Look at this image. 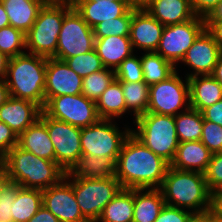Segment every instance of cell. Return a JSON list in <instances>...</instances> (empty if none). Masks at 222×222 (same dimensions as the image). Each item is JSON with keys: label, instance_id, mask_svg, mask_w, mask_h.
Returning <instances> with one entry per match:
<instances>
[{"label": "cell", "instance_id": "ba28073f", "mask_svg": "<svg viewBox=\"0 0 222 222\" xmlns=\"http://www.w3.org/2000/svg\"><path fill=\"white\" fill-rule=\"evenodd\" d=\"M112 120L100 119L81 128L82 155L112 158L117 162L122 145L130 135V128L120 132Z\"/></svg>", "mask_w": 222, "mask_h": 222}, {"label": "cell", "instance_id": "f6af8a7d", "mask_svg": "<svg viewBox=\"0 0 222 222\" xmlns=\"http://www.w3.org/2000/svg\"><path fill=\"white\" fill-rule=\"evenodd\" d=\"M204 120L222 126V99L202 111Z\"/></svg>", "mask_w": 222, "mask_h": 222}, {"label": "cell", "instance_id": "7a4b0ae2", "mask_svg": "<svg viewBox=\"0 0 222 222\" xmlns=\"http://www.w3.org/2000/svg\"><path fill=\"white\" fill-rule=\"evenodd\" d=\"M159 189L166 205L186 208L192 213L210 211L211 192L203 173L170 166Z\"/></svg>", "mask_w": 222, "mask_h": 222}, {"label": "cell", "instance_id": "3957f363", "mask_svg": "<svg viewBox=\"0 0 222 222\" xmlns=\"http://www.w3.org/2000/svg\"><path fill=\"white\" fill-rule=\"evenodd\" d=\"M8 179L22 188L47 189L58 184L66 172L54 161L14 146L3 159Z\"/></svg>", "mask_w": 222, "mask_h": 222}, {"label": "cell", "instance_id": "f907efd6", "mask_svg": "<svg viewBox=\"0 0 222 222\" xmlns=\"http://www.w3.org/2000/svg\"><path fill=\"white\" fill-rule=\"evenodd\" d=\"M124 1L131 9L135 10L146 9L151 2V0H124Z\"/></svg>", "mask_w": 222, "mask_h": 222}, {"label": "cell", "instance_id": "2e32d148", "mask_svg": "<svg viewBox=\"0 0 222 222\" xmlns=\"http://www.w3.org/2000/svg\"><path fill=\"white\" fill-rule=\"evenodd\" d=\"M221 54V48L205 28L195 39L193 45L189 47L181 61L195 71L191 74L188 73L187 78L211 75Z\"/></svg>", "mask_w": 222, "mask_h": 222}, {"label": "cell", "instance_id": "d6a6232c", "mask_svg": "<svg viewBox=\"0 0 222 222\" xmlns=\"http://www.w3.org/2000/svg\"><path fill=\"white\" fill-rule=\"evenodd\" d=\"M126 109L133 111L135 119L147 113L149 104V85L145 82H121ZM132 110V111H129Z\"/></svg>", "mask_w": 222, "mask_h": 222}, {"label": "cell", "instance_id": "6da1fadb", "mask_svg": "<svg viewBox=\"0 0 222 222\" xmlns=\"http://www.w3.org/2000/svg\"><path fill=\"white\" fill-rule=\"evenodd\" d=\"M169 167L130 133L119 153L115 177L125 189L160 188Z\"/></svg>", "mask_w": 222, "mask_h": 222}, {"label": "cell", "instance_id": "681fc988", "mask_svg": "<svg viewBox=\"0 0 222 222\" xmlns=\"http://www.w3.org/2000/svg\"><path fill=\"white\" fill-rule=\"evenodd\" d=\"M205 22H222V0L204 18Z\"/></svg>", "mask_w": 222, "mask_h": 222}, {"label": "cell", "instance_id": "c3c4849f", "mask_svg": "<svg viewBox=\"0 0 222 222\" xmlns=\"http://www.w3.org/2000/svg\"><path fill=\"white\" fill-rule=\"evenodd\" d=\"M205 28L222 50V22H205Z\"/></svg>", "mask_w": 222, "mask_h": 222}, {"label": "cell", "instance_id": "7402d4cb", "mask_svg": "<svg viewBox=\"0 0 222 222\" xmlns=\"http://www.w3.org/2000/svg\"><path fill=\"white\" fill-rule=\"evenodd\" d=\"M94 49L105 68L117 67L133 54L130 36H108L95 38Z\"/></svg>", "mask_w": 222, "mask_h": 222}, {"label": "cell", "instance_id": "f546056e", "mask_svg": "<svg viewBox=\"0 0 222 222\" xmlns=\"http://www.w3.org/2000/svg\"><path fill=\"white\" fill-rule=\"evenodd\" d=\"M140 60L144 82L149 86L167 80L176 72L177 67L156 52H146Z\"/></svg>", "mask_w": 222, "mask_h": 222}, {"label": "cell", "instance_id": "ac0fdd59", "mask_svg": "<svg viewBox=\"0 0 222 222\" xmlns=\"http://www.w3.org/2000/svg\"><path fill=\"white\" fill-rule=\"evenodd\" d=\"M42 111V108L32 101L10 96L0 106V121L7 124L19 136L40 118Z\"/></svg>", "mask_w": 222, "mask_h": 222}, {"label": "cell", "instance_id": "74e56055", "mask_svg": "<svg viewBox=\"0 0 222 222\" xmlns=\"http://www.w3.org/2000/svg\"><path fill=\"white\" fill-rule=\"evenodd\" d=\"M115 76L120 82H144L140 58L133 54L126 58L115 70Z\"/></svg>", "mask_w": 222, "mask_h": 222}, {"label": "cell", "instance_id": "8d00e7d4", "mask_svg": "<svg viewBox=\"0 0 222 222\" xmlns=\"http://www.w3.org/2000/svg\"><path fill=\"white\" fill-rule=\"evenodd\" d=\"M64 61L82 78L105 68L95 49L75 57L67 58Z\"/></svg>", "mask_w": 222, "mask_h": 222}, {"label": "cell", "instance_id": "f35d334b", "mask_svg": "<svg viewBox=\"0 0 222 222\" xmlns=\"http://www.w3.org/2000/svg\"><path fill=\"white\" fill-rule=\"evenodd\" d=\"M20 188L17 183L8 181L0 191V222H13V202Z\"/></svg>", "mask_w": 222, "mask_h": 222}, {"label": "cell", "instance_id": "7c38bea8", "mask_svg": "<svg viewBox=\"0 0 222 222\" xmlns=\"http://www.w3.org/2000/svg\"><path fill=\"white\" fill-rule=\"evenodd\" d=\"M42 110L50 118L80 128L95 124L101 119L96 102L82 94L52 97Z\"/></svg>", "mask_w": 222, "mask_h": 222}, {"label": "cell", "instance_id": "6f0895ef", "mask_svg": "<svg viewBox=\"0 0 222 222\" xmlns=\"http://www.w3.org/2000/svg\"><path fill=\"white\" fill-rule=\"evenodd\" d=\"M9 17L7 16L4 5L0 1V29L9 26Z\"/></svg>", "mask_w": 222, "mask_h": 222}, {"label": "cell", "instance_id": "9c48e42d", "mask_svg": "<svg viewBox=\"0 0 222 222\" xmlns=\"http://www.w3.org/2000/svg\"><path fill=\"white\" fill-rule=\"evenodd\" d=\"M40 119L46 124L49 138L54 145L55 162L66 173L70 172L82 156L81 128L50 118L43 111Z\"/></svg>", "mask_w": 222, "mask_h": 222}, {"label": "cell", "instance_id": "7dc6e473", "mask_svg": "<svg viewBox=\"0 0 222 222\" xmlns=\"http://www.w3.org/2000/svg\"><path fill=\"white\" fill-rule=\"evenodd\" d=\"M27 222H60L58 218L54 216L47 208L43 205L37 211V213L31 217Z\"/></svg>", "mask_w": 222, "mask_h": 222}, {"label": "cell", "instance_id": "816d5d0a", "mask_svg": "<svg viewBox=\"0 0 222 222\" xmlns=\"http://www.w3.org/2000/svg\"><path fill=\"white\" fill-rule=\"evenodd\" d=\"M9 57L0 51V80H5L7 75Z\"/></svg>", "mask_w": 222, "mask_h": 222}, {"label": "cell", "instance_id": "db71d44e", "mask_svg": "<svg viewBox=\"0 0 222 222\" xmlns=\"http://www.w3.org/2000/svg\"><path fill=\"white\" fill-rule=\"evenodd\" d=\"M9 181L8 170L3 160H0V191Z\"/></svg>", "mask_w": 222, "mask_h": 222}, {"label": "cell", "instance_id": "9a60e30c", "mask_svg": "<svg viewBox=\"0 0 222 222\" xmlns=\"http://www.w3.org/2000/svg\"><path fill=\"white\" fill-rule=\"evenodd\" d=\"M83 78L76 74L65 61L47 58L45 80V104L60 95L82 94Z\"/></svg>", "mask_w": 222, "mask_h": 222}, {"label": "cell", "instance_id": "30bf717a", "mask_svg": "<svg viewBox=\"0 0 222 222\" xmlns=\"http://www.w3.org/2000/svg\"><path fill=\"white\" fill-rule=\"evenodd\" d=\"M190 107L189 81L185 83L177 71L167 80L149 86V104L147 112L159 115L176 116Z\"/></svg>", "mask_w": 222, "mask_h": 222}, {"label": "cell", "instance_id": "9f6ffc18", "mask_svg": "<svg viewBox=\"0 0 222 222\" xmlns=\"http://www.w3.org/2000/svg\"><path fill=\"white\" fill-rule=\"evenodd\" d=\"M222 86V54L220 55L217 64L215 65L214 71L211 74Z\"/></svg>", "mask_w": 222, "mask_h": 222}, {"label": "cell", "instance_id": "603a6c76", "mask_svg": "<svg viewBox=\"0 0 222 222\" xmlns=\"http://www.w3.org/2000/svg\"><path fill=\"white\" fill-rule=\"evenodd\" d=\"M17 145L40 158L55 162L54 145L46 124L40 118L18 136Z\"/></svg>", "mask_w": 222, "mask_h": 222}, {"label": "cell", "instance_id": "b9f144b4", "mask_svg": "<svg viewBox=\"0 0 222 222\" xmlns=\"http://www.w3.org/2000/svg\"><path fill=\"white\" fill-rule=\"evenodd\" d=\"M17 144L18 136L7 124L0 121V160H3Z\"/></svg>", "mask_w": 222, "mask_h": 222}, {"label": "cell", "instance_id": "ee69618b", "mask_svg": "<svg viewBox=\"0 0 222 222\" xmlns=\"http://www.w3.org/2000/svg\"><path fill=\"white\" fill-rule=\"evenodd\" d=\"M196 16L205 18L221 0H189Z\"/></svg>", "mask_w": 222, "mask_h": 222}, {"label": "cell", "instance_id": "83f0119b", "mask_svg": "<svg viewBox=\"0 0 222 222\" xmlns=\"http://www.w3.org/2000/svg\"><path fill=\"white\" fill-rule=\"evenodd\" d=\"M134 189L122 188L105 206L97 222H132Z\"/></svg>", "mask_w": 222, "mask_h": 222}, {"label": "cell", "instance_id": "f1b7e54d", "mask_svg": "<svg viewBox=\"0 0 222 222\" xmlns=\"http://www.w3.org/2000/svg\"><path fill=\"white\" fill-rule=\"evenodd\" d=\"M101 119L113 120L127 112L121 82L115 79L96 101ZM114 117V118H113Z\"/></svg>", "mask_w": 222, "mask_h": 222}, {"label": "cell", "instance_id": "5b68a950", "mask_svg": "<svg viewBox=\"0 0 222 222\" xmlns=\"http://www.w3.org/2000/svg\"><path fill=\"white\" fill-rule=\"evenodd\" d=\"M73 8L71 0L47 1L30 30L25 34L29 53L46 58H56L58 36L64 16Z\"/></svg>", "mask_w": 222, "mask_h": 222}, {"label": "cell", "instance_id": "ffe728a7", "mask_svg": "<svg viewBox=\"0 0 222 222\" xmlns=\"http://www.w3.org/2000/svg\"><path fill=\"white\" fill-rule=\"evenodd\" d=\"M212 152L200 141H189L179 143L175 158L170 164L178 170L205 173Z\"/></svg>", "mask_w": 222, "mask_h": 222}, {"label": "cell", "instance_id": "d590c367", "mask_svg": "<svg viewBox=\"0 0 222 222\" xmlns=\"http://www.w3.org/2000/svg\"><path fill=\"white\" fill-rule=\"evenodd\" d=\"M22 48H26V40L21 30L10 25L0 29V51L12 58L25 53Z\"/></svg>", "mask_w": 222, "mask_h": 222}, {"label": "cell", "instance_id": "e575fe53", "mask_svg": "<svg viewBox=\"0 0 222 222\" xmlns=\"http://www.w3.org/2000/svg\"><path fill=\"white\" fill-rule=\"evenodd\" d=\"M132 20V9L130 8L123 16L109 19L97 24L93 28L95 38L108 36H130V23Z\"/></svg>", "mask_w": 222, "mask_h": 222}, {"label": "cell", "instance_id": "44dd1931", "mask_svg": "<svg viewBox=\"0 0 222 222\" xmlns=\"http://www.w3.org/2000/svg\"><path fill=\"white\" fill-rule=\"evenodd\" d=\"M146 10L164 26L184 23L196 16L189 0H151Z\"/></svg>", "mask_w": 222, "mask_h": 222}, {"label": "cell", "instance_id": "60d3db41", "mask_svg": "<svg viewBox=\"0 0 222 222\" xmlns=\"http://www.w3.org/2000/svg\"><path fill=\"white\" fill-rule=\"evenodd\" d=\"M204 176L211 193L222 189V152L212 154Z\"/></svg>", "mask_w": 222, "mask_h": 222}, {"label": "cell", "instance_id": "836d02e7", "mask_svg": "<svg viewBox=\"0 0 222 222\" xmlns=\"http://www.w3.org/2000/svg\"><path fill=\"white\" fill-rule=\"evenodd\" d=\"M115 79V70L112 68H104L87 75L83 78L82 95L96 102Z\"/></svg>", "mask_w": 222, "mask_h": 222}, {"label": "cell", "instance_id": "11a10c76", "mask_svg": "<svg viewBox=\"0 0 222 222\" xmlns=\"http://www.w3.org/2000/svg\"><path fill=\"white\" fill-rule=\"evenodd\" d=\"M10 97L9 89L5 80H0V106Z\"/></svg>", "mask_w": 222, "mask_h": 222}, {"label": "cell", "instance_id": "cb8c5ba5", "mask_svg": "<svg viewBox=\"0 0 222 222\" xmlns=\"http://www.w3.org/2000/svg\"><path fill=\"white\" fill-rule=\"evenodd\" d=\"M190 107L202 112L222 99V86L212 75L189 77Z\"/></svg>", "mask_w": 222, "mask_h": 222}, {"label": "cell", "instance_id": "7bdbcfd3", "mask_svg": "<svg viewBox=\"0 0 222 222\" xmlns=\"http://www.w3.org/2000/svg\"><path fill=\"white\" fill-rule=\"evenodd\" d=\"M192 214L191 211L165 204L154 222H187Z\"/></svg>", "mask_w": 222, "mask_h": 222}, {"label": "cell", "instance_id": "d6986e66", "mask_svg": "<svg viewBox=\"0 0 222 222\" xmlns=\"http://www.w3.org/2000/svg\"><path fill=\"white\" fill-rule=\"evenodd\" d=\"M73 7L93 29L103 21L123 16L130 7L125 1L71 0Z\"/></svg>", "mask_w": 222, "mask_h": 222}, {"label": "cell", "instance_id": "1f68e13d", "mask_svg": "<svg viewBox=\"0 0 222 222\" xmlns=\"http://www.w3.org/2000/svg\"><path fill=\"white\" fill-rule=\"evenodd\" d=\"M42 205L41 189L21 187L13 202V222H27Z\"/></svg>", "mask_w": 222, "mask_h": 222}, {"label": "cell", "instance_id": "277c9868", "mask_svg": "<svg viewBox=\"0 0 222 222\" xmlns=\"http://www.w3.org/2000/svg\"><path fill=\"white\" fill-rule=\"evenodd\" d=\"M46 65V57L27 52L9 58L5 81L10 96L32 101L43 109Z\"/></svg>", "mask_w": 222, "mask_h": 222}, {"label": "cell", "instance_id": "4dcf8cb0", "mask_svg": "<svg viewBox=\"0 0 222 222\" xmlns=\"http://www.w3.org/2000/svg\"><path fill=\"white\" fill-rule=\"evenodd\" d=\"M182 111L174 116L179 143L200 140L204 120L202 112L191 107Z\"/></svg>", "mask_w": 222, "mask_h": 222}, {"label": "cell", "instance_id": "5bb4252c", "mask_svg": "<svg viewBox=\"0 0 222 222\" xmlns=\"http://www.w3.org/2000/svg\"><path fill=\"white\" fill-rule=\"evenodd\" d=\"M42 204L60 222H88L79 209L72 185L65 178L42 190Z\"/></svg>", "mask_w": 222, "mask_h": 222}, {"label": "cell", "instance_id": "e0dca14e", "mask_svg": "<svg viewBox=\"0 0 222 222\" xmlns=\"http://www.w3.org/2000/svg\"><path fill=\"white\" fill-rule=\"evenodd\" d=\"M163 29L164 25L153 18L146 9H132L130 40L133 49L137 47L145 52H155Z\"/></svg>", "mask_w": 222, "mask_h": 222}, {"label": "cell", "instance_id": "4fadbf2b", "mask_svg": "<svg viewBox=\"0 0 222 222\" xmlns=\"http://www.w3.org/2000/svg\"><path fill=\"white\" fill-rule=\"evenodd\" d=\"M204 29L205 20L199 16L184 23L164 26L155 52L176 67V63L182 61L189 47Z\"/></svg>", "mask_w": 222, "mask_h": 222}, {"label": "cell", "instance_id": "4316f807", "mask_svg": "<svg viewBox=\"0 0 222 222\" xmlns=\"http://www.w3.org/2000/svg\"><path fill=\"white\" fill-rule=\"evenodd\" d=\"M68 173L74 178L105 179L115 176L116 162L112 158L82 155Z\"/></svg>", "mask_w": 222, "mask_h": 222}, {"label": "cell", "instance_id": "ab89813d", "mask_svg": "<svg viewBox=\"0 0 222 222\" xmlns=\"http://www.w3.org/2000/svg\"><path fill=\"white\" fill-rule=\"evenodd\" d=\"M200 141L214 154L222 152V126L203 120Z\"/></svg>", "mask_w": 222, "mask_h": 222}, {"label": "cell", "instance_id": "f5cc1de1", "mask_svg": "<svg viewBox=\"0 0 222 222\" xmlns=\"http://www.w3.org/2000/svg\"><path fill=\"white\" fill-rule=\"evenodd\" d=\"M187 222H210V212L193 213Z\"/></svg>", "mask_w": 222, "mask_h": 222}, {"label": "cell", "instance_id": "52a82bcc", "mask_svg": "<svg viewBox=\"0 0 222 222\" xmlns=\"http://www.w3.org/2000/svg\"><path fill=\"white\" fill-rule=\"evenodd\" d=\"M64 178L72 185L79 209L88 222H97L105 206L122 189L115 176L88 179L74 178L66 173Z\"/></svg>", "mask_w": 222, "mask_h": 222}, {"label": "cell", "instance_id": "484cf974", "mask_svg": "<svg viewBox=\"0 0 222 222\" xmlns=\"http://www.w3.org/2000/svg\"><path fill=\"white\" fill-rule=\"evenodd\" d=\"M164 206L165 200L159 188L134 189L132 222H154Z\"/></svg>", "mask_w": 222, "mask_h": 222}, {"label": "cell", "instance_id": "8fae6325", "mask_svg": "<svg viewBox=\"0 0 222 222\" xmlns=\"http://www.w3.org/2000/svg\"><path fill=\"white\" fill-rule=\"evenodd\" d=\"M94 46L93 29L73 7L63 19L58 36L56 59L64 61L67 58L87 53L93 50Z\"/></svg>", "mask_w": 222, "mask_h": 222}, {"label": "cell", "instance_id": "bcb514c9", "mask_svg": "<svg viewBox=\"0 0 222 222\" xmlns=\"http://www.w3.org/2000/svg\"><path fill=\"white\" fill-rule=\"evenodd\" d=\"M209 212L214 220L222 222V189L211 193Z\"/></svg>", "mask_w": 222, "mask_h": 222}, {"label": "cell", "instance_id": "d4e9b609", "mask_svg": "<svg viewBox=\"0 0 222 222\" xmlns=\"http://www.w3.org/2000/svg\"><path fill=\"white\" fill-rule=\"evenodd\" d=\"M4 5L10 26L26 34L33 26L39 11L48 0H0Z\"/></svg>", "mask_w": 222, "mask_h": 222}, {"label": "cell", "instance_id": "8992f818", "mask_svg": "<svg viewBox=\"0 0 222 222\" xmlns=\"http://www.w3.org/2000/svg\"><path fill=\"white\" fill-rule=\"evenodd\" d=\"M133 123L131 133L157 156L171 164L175 158L179 140L174 116L147 112Z\"/></svg>", "mask_w": 222, "mask_h": 222}, {"label": "cell", "instance_id": "680465c9", "mask_svg": "<svg viewBox=\"0 0 222 222\" xmlns=\"http://www.w3.org/2000/svg\"><path fill=\"white\" fill-rule=\"evenodd\" d=\"M210 222H218V221L214 220V219L211 217V214H210Z\"/></svg>", "mask_w": 222, "mask_h": 222}]
</instances>
